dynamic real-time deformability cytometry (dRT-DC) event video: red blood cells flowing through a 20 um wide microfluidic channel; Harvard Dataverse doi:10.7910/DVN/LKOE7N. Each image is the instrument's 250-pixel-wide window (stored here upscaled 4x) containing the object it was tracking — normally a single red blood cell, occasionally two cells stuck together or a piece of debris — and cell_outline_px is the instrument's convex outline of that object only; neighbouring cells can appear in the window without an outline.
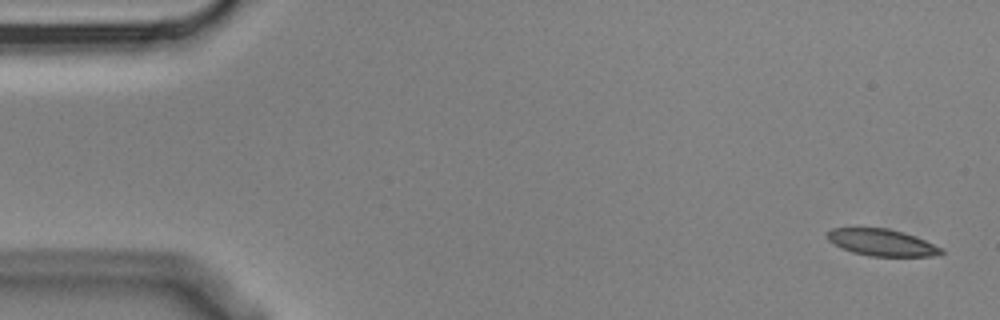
{"species": "Egyptian fruit bat (a non-hibernating species)", "species_latin": "Rousettus aegyptiacus", "temperature_condition": "cold", "stored_images_in_passage": 5, "camera_frame_rate_fps": 3000, "um_per_image_px": 0.085, "animal": {"sex": "male"}, "frame": {"image": 1, "passage_image": 1, "time_ms": 0.0, "image_size_px": [1000, 320], "cell_outline_px": [[944, 252], [932, 256], [868, 256], [852, 252], [828, 240], [824, 236], [824, 232], [832, 228], [888, 228], [904, 232], [916, 236], [944, 248]], "centroid_in_image_um": [74.95, 20.6], "position_along_channel_um": 10.0, "area_um2": 17.92}}
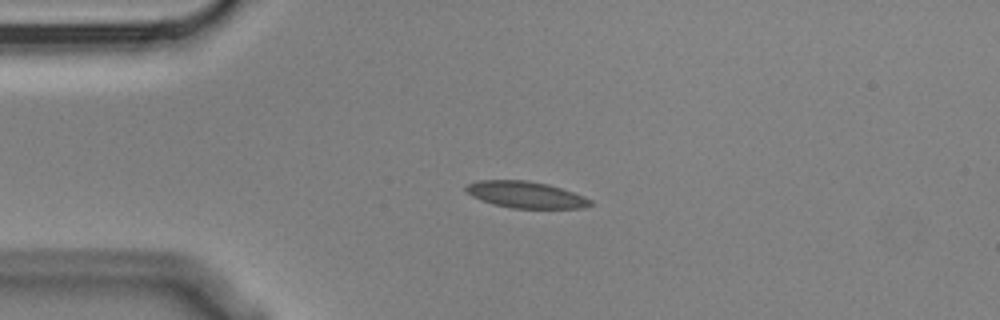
{"frame": {"image": 2, "passage_image": 4, "time_ms": 1.0, "image_size_px": [1000, 320], "cell_outline_px": [[592, 204], [584, 208], [512, 208], [492, 204], [472, 196], [464, 188], [468, 184], [480, 180], [528, 180], [548, 184], [584, 196], [592, 200]], "centroid_in_image_um": [44.69, 16.55], "position_along_channel_um": 40.3, "area_um2": 19.13}}